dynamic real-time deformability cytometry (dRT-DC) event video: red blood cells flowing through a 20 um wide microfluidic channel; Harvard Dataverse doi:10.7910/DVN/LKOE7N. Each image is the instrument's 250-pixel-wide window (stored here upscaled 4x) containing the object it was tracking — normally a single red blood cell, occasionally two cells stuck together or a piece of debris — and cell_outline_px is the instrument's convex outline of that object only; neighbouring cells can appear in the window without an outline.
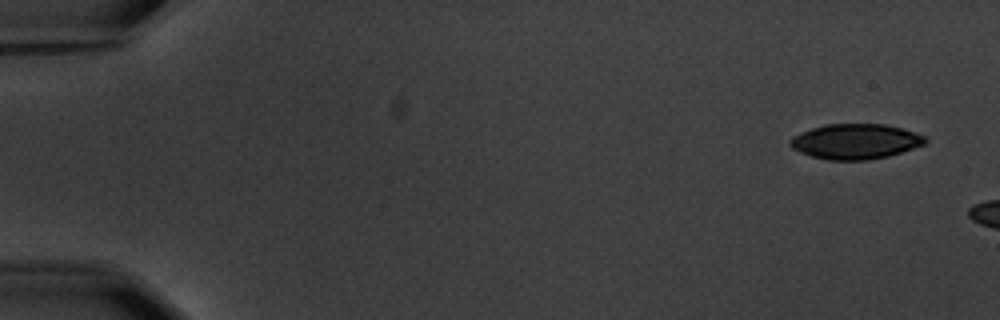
{"species": "common noctule bat (a hibernating species)", "species_latin": "Nyctalus noctula", "temperature_condition": "warm", "stored_images_in_passage": 3, "camera_frame_rate_fps": 3000, "um_per_image_px": 0.085, "animal": {"sex": "male", "body_mass_g": 20.1, "forearm_length_mm": 53.5}, "frame": {"image": 1, "passage_image": 1, "time_ms": 0.0, "image_size_px": [1000, 320], "cell_outline_px": [[928, 140], [924, 144], [888, 156], [868, 160], [828, 160], [812, 156], [800, 152], [792, 148], [788, 144], [788, 140], [792, 136], [812, 128], [824, 124], [884, 124], [900, 128], [924, 136]], "centroid_in_image_um": [72.66, 12.02], "position_along_channel_um": 12.3, "area_um2": 27.51}}